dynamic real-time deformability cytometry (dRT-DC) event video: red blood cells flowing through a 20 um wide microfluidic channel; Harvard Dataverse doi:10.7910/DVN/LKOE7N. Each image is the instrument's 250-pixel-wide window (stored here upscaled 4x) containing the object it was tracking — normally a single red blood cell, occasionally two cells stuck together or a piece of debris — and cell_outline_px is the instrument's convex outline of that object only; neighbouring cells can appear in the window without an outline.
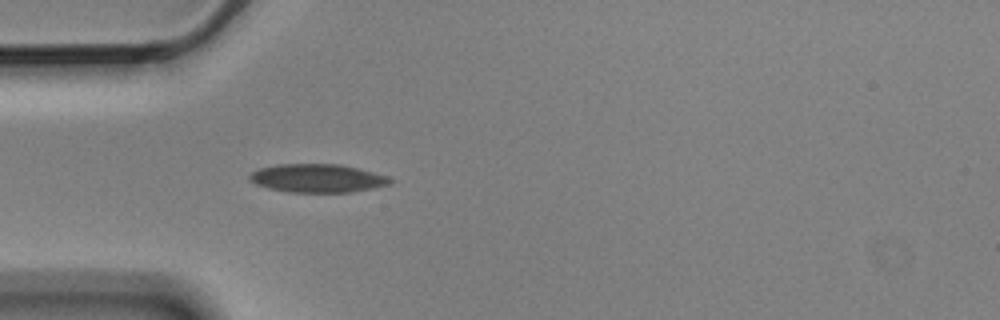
{"species": "Egyptian fruit bat (a non-hibernating species)", "species_latin": "Rousettus aegyptiacus", "temperature_condition": "cold", "stored_images_in_passage": 3, "camera_frame_rate_fps": 3000, "um_per_image_px": 0.085, "animal": {"sex": "male"}, "frame": {"image": 1, "passage_image": 3, "time_ms": 0.667, "image_size_px": [1000, 320], "cell_outline_px": [[396, 180], [388, 184], [372, 188], [348, 192], [288, 192], [268, 188], [256, 184], [248, 180], [248, 176], [252, 172], [260, 168], [276, 164], [340, 164], [388, 176]], "centroid_in_image_um": [26.95, 15.15], "position_along_channel_um": 58.0, "area_um2": 23.18}}